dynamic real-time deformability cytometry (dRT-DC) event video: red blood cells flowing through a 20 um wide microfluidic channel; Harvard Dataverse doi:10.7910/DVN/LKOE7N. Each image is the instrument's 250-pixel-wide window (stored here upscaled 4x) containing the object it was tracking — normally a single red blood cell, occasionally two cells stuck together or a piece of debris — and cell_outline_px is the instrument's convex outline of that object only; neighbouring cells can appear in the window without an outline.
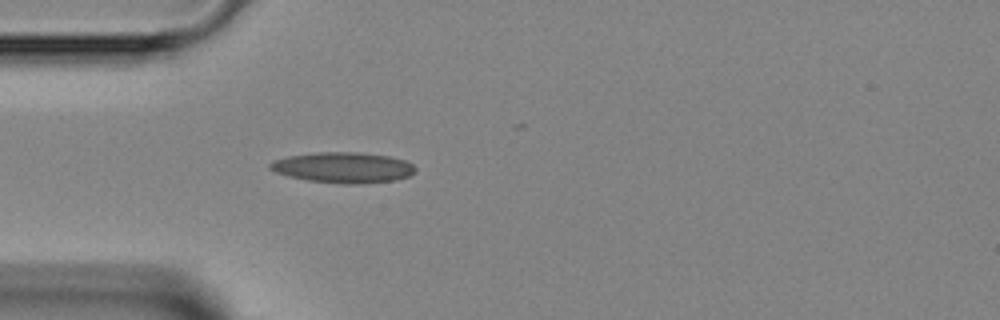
{"species": "Egyptian fruit bat (a non-hibernating species)", "species_latin": "Rousettus aegyptiacus", "temperature_condition": "room temperature", "stored_images_in_passage": 1, "camera_frame_rate_fps": 3000, "um_per_image_px": 0.085, "animal": {"sex": "female"}, "frame": {"image": 1, "passage_image": 1, "time_ms": 0.0, "image_size_px": [1000, 320], "cell_outline_px": [[416, 172], [408, 176], [396, 180], [356, 184], [344, 184], [308, 180], [288, 176], [276, 172], [268, 168], [268, 164], [272, 160], [288, 156], [316, 152], [360, 152], [392, 156], [404, 160], [412, 164], [416, 168]], "centroid_in_image_um": [29.17, 14.23], "position_along_channel_um": 55.8, "area_um2": 26.13}}